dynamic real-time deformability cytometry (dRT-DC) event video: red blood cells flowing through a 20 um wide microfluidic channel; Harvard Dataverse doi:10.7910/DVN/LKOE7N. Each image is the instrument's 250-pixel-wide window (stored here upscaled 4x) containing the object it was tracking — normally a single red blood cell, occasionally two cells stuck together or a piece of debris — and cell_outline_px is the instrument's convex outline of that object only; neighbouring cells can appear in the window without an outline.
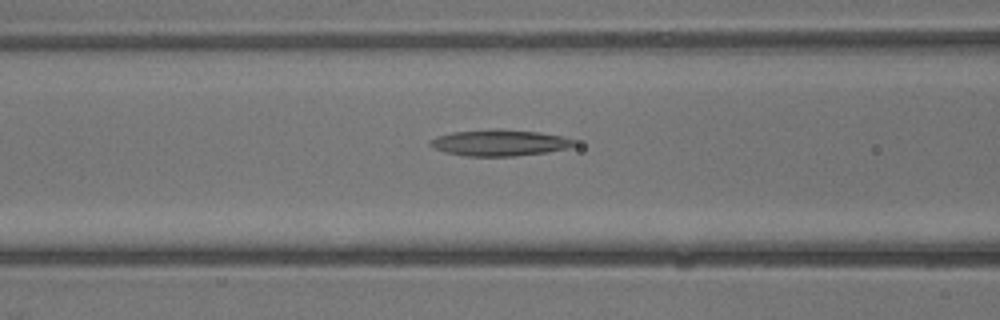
{"species": "common noctule bat (a hibernating species)", "species_latin": "Nyctalus noctula", "temperature_condition": "warm", "stored_images_in_passage": 21, "camera_frame_rate_fps": 3000, "um_per_image_px": 0.085, "animal": {"sex": "male", "body_mass_g": 13.3}, "frame": {"image": 1, "passage_image": 13, "time_ms": 4.0, "image_size_px": [1000, 320], "cell_outline_px": [[576, 144], [568, 148], [548, 152], [516, 156], [464, 156], [444, 152], [432, 148], [428, 144], [428, 140], [436, 136], [452, 132], [492, 128], [500, 128], [540, 132], [564, 136], [576, 140]], "centroid_in_image_um": [42.44, 12.12], "position_along_channel_um": 124.2, "area_um2": 22.6}}
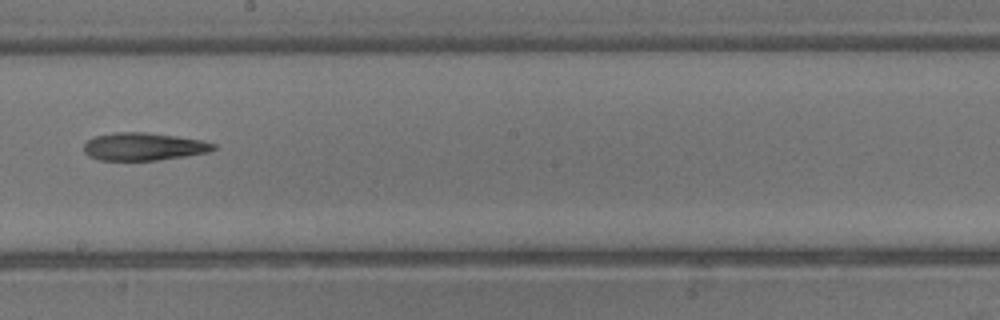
{"frame": {"image": 2, "passage_image": 18, "time_ms": 5.667, "image_size_px": [1000, 320], "cell_outline_px": [[216, 148], [208, 152], [184, 156], [156, 160], [100, 160], [88, 156], [84, 152], [84, 144], [92, 136], [116, 132], [144, 132], [176, 136], [200, 140], [216, 144]], "centroid_in_image_um": [12.17, 12.45], "position_along_channel_um": 236.0, "area_um2": 20.87}}
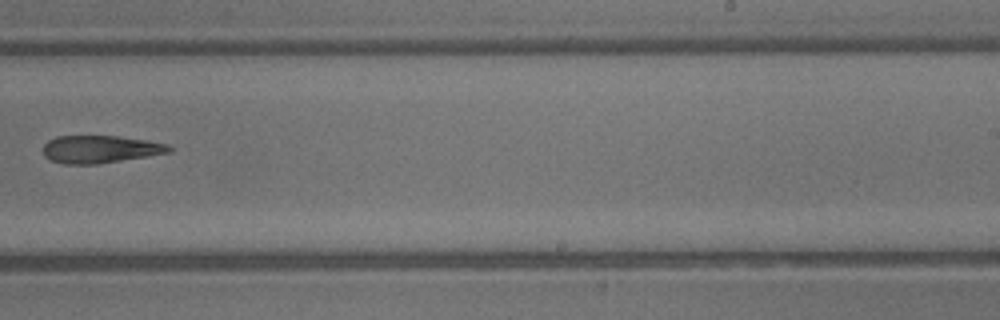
{"frame": {"image": 3, "passage_image": 20, "time_ms": 6.333, "image_size_px": [1000, 320], "cell_outline_px": [[172, 152], [148, 156], [96, 164], [64, 164], [48, 160], [44, 156], [44, 144], [48, 140], [56, 136], [116, 136], [144, 140], [168, 144], [172, 148]], "centroid_in_image_um": [8.49, 12.69], "position_along_channel_um": 280.5, "area_um2": 20.23}}